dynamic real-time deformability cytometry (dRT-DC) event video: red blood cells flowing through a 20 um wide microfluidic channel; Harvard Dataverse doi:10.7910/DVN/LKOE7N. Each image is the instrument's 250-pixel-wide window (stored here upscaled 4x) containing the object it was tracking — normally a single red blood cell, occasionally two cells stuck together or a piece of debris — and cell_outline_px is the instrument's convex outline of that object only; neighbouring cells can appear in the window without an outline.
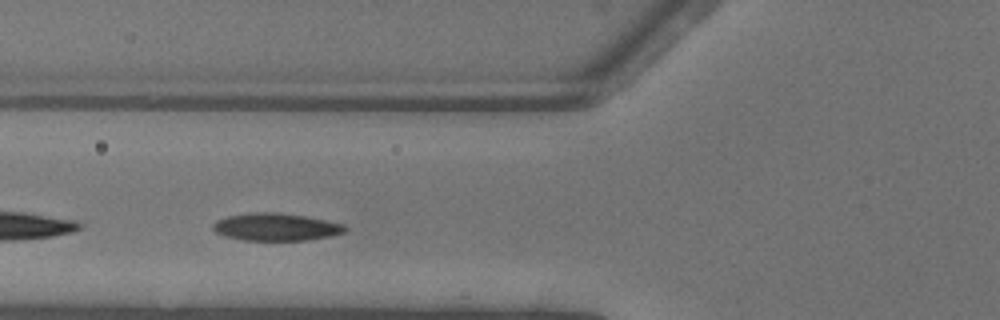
{"species": "common noctule bat (a hibernating species)", "species_latin": "Nyctalus noctula", "temperature_condition": "warm", "stored_images_in_passage": 39, "camera_frame_rate_fps": 3000, "um_per_image_px": 0.085, "animal": {"sex": "female"}, "frame": {"image": 1, "passage_image": 9, "time_ms": 2.667, "image_size_px": [1000, 320], "cell_outline_px": [[348, 228], [344, 232], [332, 236], [308, 240], [244, 240], [224, 236], [216, 232], [212, 228], [212, 224], [216, 220], [228, 216], [252, 212], [276, 212], [304, 216], [344, 224]], "centroid_in_image_um": [23.45, 19.29], "position_along_channel_um": 102.4, "area_um2": 21.15}}
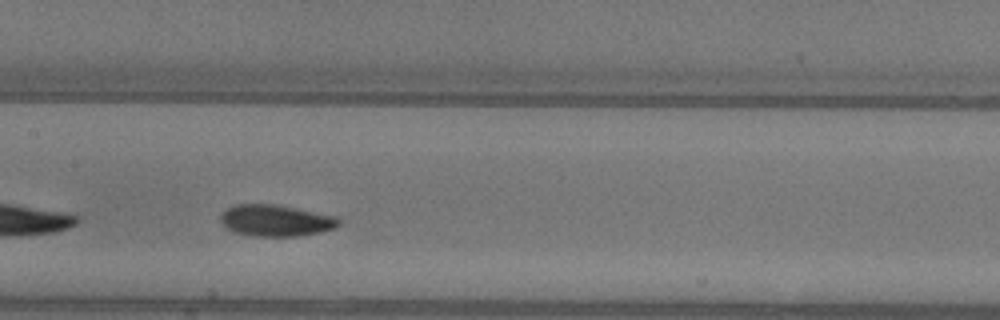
{"frame": {"image": 2, "passage_image": 15, "time_ms": 4.667, "image_size_px": [1000, 320], "cell_outline_px": [[340, 224], [336, 228], [320, 232], [296, 236], [252, 236], [232, 232], [220, 220], [220, 216], [228, 208], [236, 204], [272, 204], [336, 216], [340, 220]], "centroid_in_image_um": [23.45, 18.75], "position_along_channel_um": 184.0, "area_um2": 21.5}}
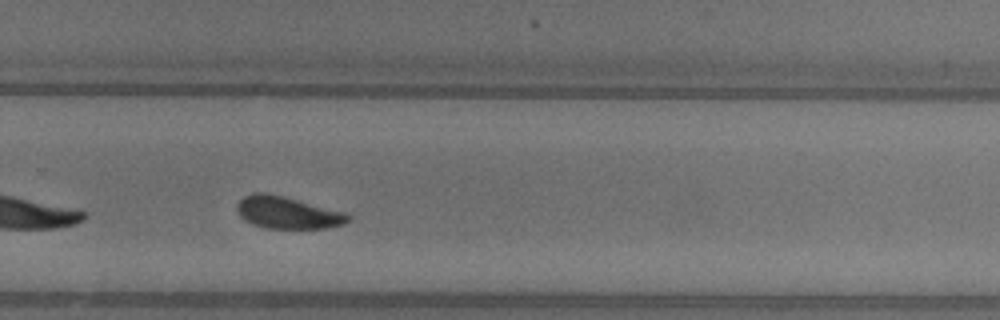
{"frame": {"image": 3, "passage_image": 24, "time_ms": 7.667, "image_size_px": [1000, 320], "cell_outline_px": [[352, 216], [344, 224], [328, 228], [264, 228], [252, 224], [244, 220], [240, 216], [236, 208], [236, 204], [244, 196], [252, 192], [264, 192], [344, 212]], "centroid_in_image_um": [24.39, 18.08], "position_along_channel_um": 305.4, "area_um2": 20.58}, "authors_computed_cell_mechanics": {"area_um2": 21.0392, "velocity_mm_per_s": 4.0685, "shape_relaxation_time_tau1_ms": 3.71, "shape_relaxation_time_tau2_ms": 2.2916, "deformation_change_tau1": 0.1492, "deformation_change_tau2": 0.0617}}